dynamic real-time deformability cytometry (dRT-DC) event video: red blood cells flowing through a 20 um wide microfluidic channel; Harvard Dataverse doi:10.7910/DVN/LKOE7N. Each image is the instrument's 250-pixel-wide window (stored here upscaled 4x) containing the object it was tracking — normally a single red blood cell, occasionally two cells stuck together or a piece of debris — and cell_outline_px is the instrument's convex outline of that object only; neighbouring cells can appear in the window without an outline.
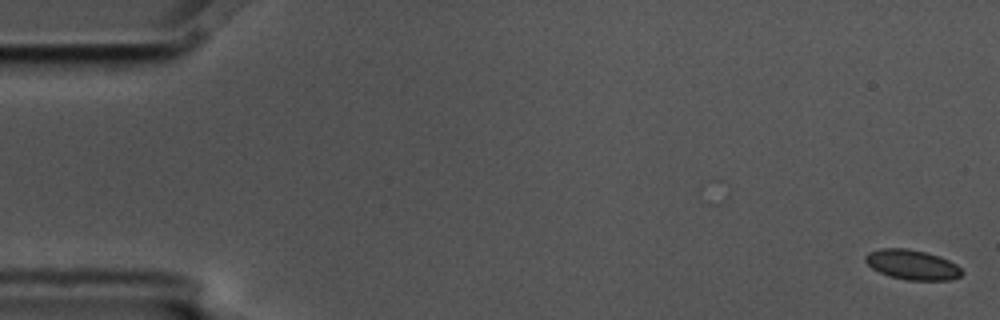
{"species": "common noctule bat (a hibernating species)", "species_latin": "Nyctalus noctula", "temperature_condition": "cold", "stored_images_in_passage": 5, "camera_frame_rate_fps": 3000, "um_per_image_px": 0.085, "animal": {"sex": "male", "body_mass_g": 17.5, "forearm_length_mm": 52.3}, "frame": {"image": 1, "passage_image": 1, "time_ms": 0.0, "image_size_px": [1000, 320], "cell_outline_px": [[964, 272], [960, 276], [952, 280], [908, 280], [888, 276], [872, 268], [864, 260], [864, 256], [868, 252], [880, 248], [908, 248], [924, 252], [948, 260], [956, 264]], "centroid_in_image_um": [77.51, 22.5], "position_along_channel_um": 7.5, "area_um2": 16.76}}
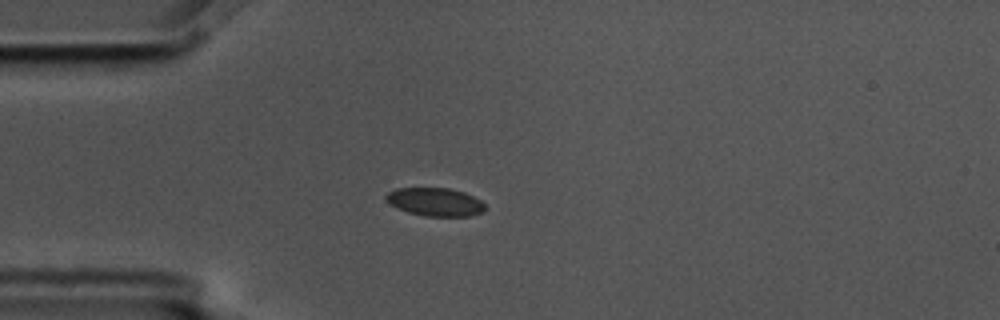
{"frame": {"image": 2, "passage_image": 5, "time_ms": 1.333, "image_size_px": [1000, 320], "cell_outline_px": [[488, 208], [484, 212], [472, 216], [424, 216], [408, 212], [388, 204], [384, 200], [384, 196], [388, 192], [396, 188], [448, 188], [464, 192], [480, 200]], "centroid_in_image_um": [36.98, 17.17], "position_along_channel_um": 48.0, "area_um2": 16.53}}